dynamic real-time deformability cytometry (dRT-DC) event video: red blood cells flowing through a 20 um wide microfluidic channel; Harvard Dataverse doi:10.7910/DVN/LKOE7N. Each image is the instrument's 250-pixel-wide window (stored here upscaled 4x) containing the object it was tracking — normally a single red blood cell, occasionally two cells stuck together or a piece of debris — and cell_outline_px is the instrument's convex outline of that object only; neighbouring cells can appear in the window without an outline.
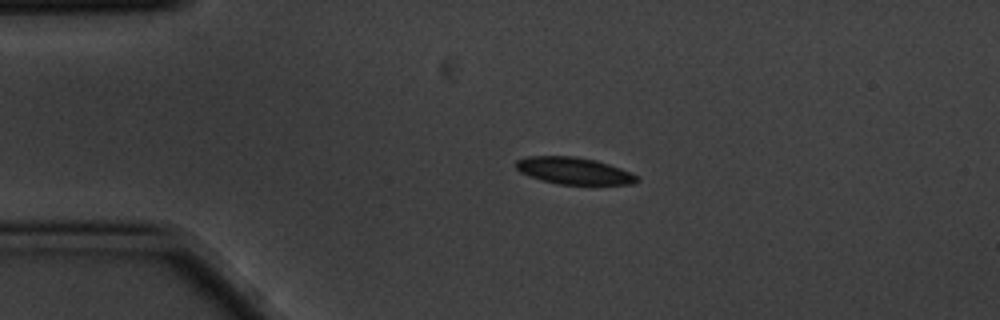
{"species": "common noctule bat (a hibernating species)", "species_latin": "Nyctalus noctula", "temperature_condition": "cold", "stored_images_in_passage": 4, "camera_frame_rate_fps": 3000, "um_per_image_px": 0.085, "animal": {"sex": "male", "body_mass_g": 20.1, "forearm_length_mm": 53.5}, "frame": {"image": 1, "passage_image": 3, "time_ms": 0.667, "image_size_px": [1000, 320], "cell_outline_px": [[640, 180], [636, 184], [560, 184], [540, 180], [528, 176], [520, 172], [516, 168], [516, 160], [528, 156], [576, 156], [596, 160], [620, 168], [636, 176]], "centroid_in_image_um": [48.75, 14.51], "position_along_channel_um": 36.3, "area_um2": 18.9}}